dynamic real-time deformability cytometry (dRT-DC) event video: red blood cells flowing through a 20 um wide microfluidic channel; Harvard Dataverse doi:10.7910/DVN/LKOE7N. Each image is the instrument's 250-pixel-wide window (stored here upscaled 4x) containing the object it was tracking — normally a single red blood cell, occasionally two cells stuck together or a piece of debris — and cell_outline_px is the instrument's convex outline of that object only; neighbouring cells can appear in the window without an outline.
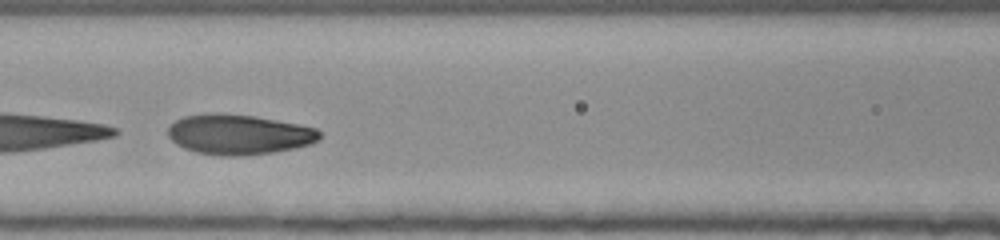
{"species": "human", "species_latin": "Homo sapiens", "temperature_condition": "room temperature", "stored_images_in_passage": 37, "camera_frame_rate_fps": 3000, "um_per_image_px": 0.085, "donor": {"sex": "female"}, "frame": {"image": 1, "passage_image": 15, "time_ms": 4.667, "image_size_px": [1000, 240], "cell_outline_px": [[320, 140], [296, 148], [272, 152], [240, 156], [224, 156], [196, 152], [184, 148], [176, 144], [168, 136], [168, 128], [176, 120], [184, 116], [212, 112], [216, 112], [256, 116], [316, 128], [320, 132]], "centroid_in_image_um": [20.28, 11.42], "position_along_channel_um": 146.3, "area_um2": 35.43}}
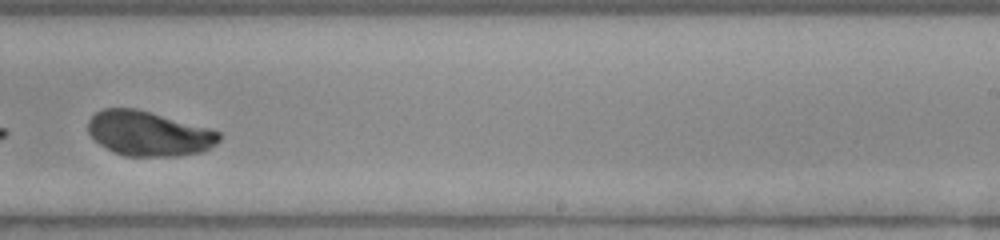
{"frame": {"image": 2, "passage_image": 25, "time_ms": 8.0, "image_size_px": [1000, 240], "cell_outline_px": [[220, 140], [216, 144], [204, 152], [180, 156], [128, 156], [116, 152], [92, 140], [88, 132], [88, 120], [96, 112], [104, 108], [136, 108], [208, 128], [220, 132]], "centroid_in_image_um": [12.64, 11.36], "position_along_channel_um": 276.4, "area_um2": 34.16}}
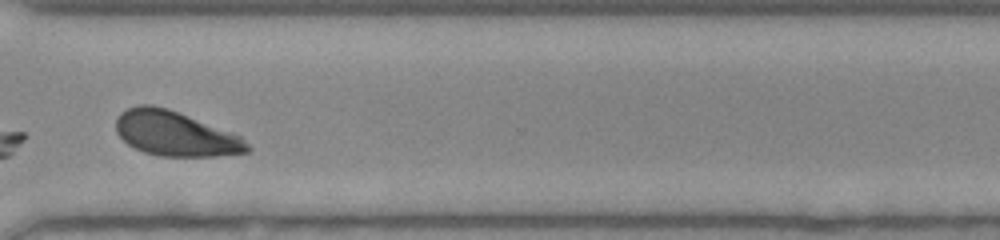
{"frame": {"image": 3, "passage_image": 31, "time_ms": 10.0, "image_size_px": [1000, 240], "cell_outline_px": [[252, 148], [248, 152], [216, 156], [160, 156], [144, 152], [128, 144], [116, 132], [116, 120], [120, 112], [128, 108], [140, 104], [152, 104], [168, 108], [240, 136]], "centroid_in_image_um": [14.87, 11.36], "position_along_channel_um": 355.7, "area_um2": 33.99}, "authors_computed_cell_mechanics": {"area_um2": 35.2002, "velocity_mm_per_s": 3.9208, "shape_relaxation_time_tau1_ms": 0.9111, "shape_relaxation_time_tau2_ms": 0.8601, "deformation_change_tau1": 0.3069, "deformation_change_tau2": 0.0576}}